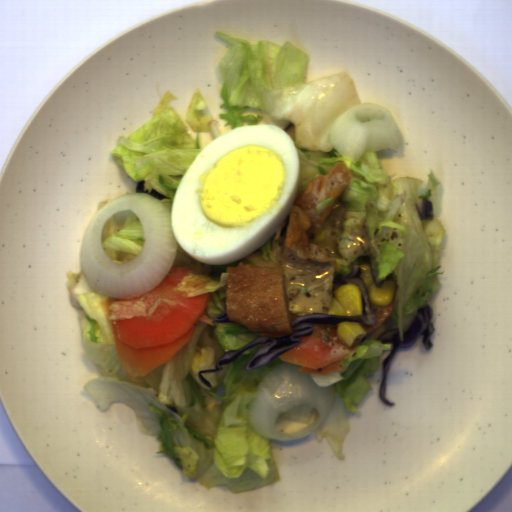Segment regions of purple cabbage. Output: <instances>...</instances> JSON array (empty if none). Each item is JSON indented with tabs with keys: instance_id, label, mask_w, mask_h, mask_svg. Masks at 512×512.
I'll return each mask as SVG.
<instances>
[{
	"instance_id": "5",
	"label": "purple cabbage",
	"mask_w": 512,
	"mask_h": 512,
	"mask_svg": "<svg viewBox=\"0 0 512 512\" xmlns=\"http://www.w3.org/2000/svg\"><path fill=\"white\" fill-rule=\"evenodd\" d=\"M145 180H140L137 182L135 193H149L152 196H154L156 199L163 200V199H169L166 196L160 195L156 190L152 188L151 192H148L147 190H144Z\"/></svg>"
},
{
	"instance_id": "6",
	"label": "purple cabbage",
	"mask_w": 512,
	"mask_h": 512,
	"mask_svg": "<svg viewBox=\"0 0 512 512\" xmlns=\"http://www.w3.org/2000/svg\"><path fill=\"white\" fill-rule=\"evenodd\" d=\"M212 320H213V322H227V321H230L228 319V317H227L226 309L224 310V312L220 316H216Z\"/></svg>"
},
{
	"instance_id": "4",
	"label": "purple cabbage",
	"mask_w": 512,
	"mask_h": 512,
	"mask_svg": "<svg viewBox=\"0 0 512 512\" xmlns=\"http://www.w3.org/2000/svg\"><path fill=\"white\" fill-rule=\"evenodd\" d=\"M363 261H368L370 263V268H371V274H372V278H373V281H374V284L376 286V288H380L383 284L384 281H387V280H394V273H390L386 276L385 279H382L381 281H378L376 279L377 275H378V270L377 268L375 267L374 265V261L372 259V257L370 255L368 256H363L362 258V262Z\"/></svg>"
},
{
	"instance_id": "2",
	"label": "purple cabbage",
	"mask_w": 512,
	"mask_h": 512,
	"mask_svg": "<svg viewBox=\"0 0 512 512\" xmlns=\"http://www.w3.org/2000/svg\"><path fill=\"white\" fill-rule=\"evenodd\" d=\"M434 310L431 305L426 304L425 307L417 309V314L410 327L403 333V341H400V332L398 327L382 332L378 336L381 344L390 343V353L382 362L381 384L379 386L378 396L383 404L389 407H396L394 402H390L386 395V383L389 374L390 363L398 349L411 347L417 339L422 336V345L426 351L432 347L431 336L435 331L432 322Z\"/></svg>"
},
{
	"instance_id": "1",
	"label": "purple cabbage",
	"mask_w": 512,
	"mask_h": 512,
	"mask_svg": "<svg viewBox=\"0 0 512 512\" xmlns=\"http://www.w3.org/2000/svg\"><path fill=\"white\" fill-rule=\"evenodd\" d=\"M352 270L348 276H340L334 280V284L342 286L346 283H355L361 293L362 301V315L359 316H338V315H327L325 313H313L303 316H298L289 322L291 332H297L283 337H270L267 335H261L248 344L237 350H230L225 352L216 361V369H203L198 371V378L200 381L212 389L211 383L206 380L203 374L221 372L222 366L230 364L237 357L241 355L243 351L248 349L266 344L261 346L255 354L247 362L245 369L253 370L256 368L268 365L273 359L284 353L285 351L297 346L301 343L299 337L310 336L313 333V324H325V325H337L344 321H361L366 325L376 324L377 319L371 308V301L369 291L362 278L359 277L361 270L360 264H351Z\"/></svg>"
},
{
	"instance_id": "3",
	"label": "purple cabbage",
	"mask_w": 512,
	"mask_h": 512,
	"mask_svg": "<svg viewBox=\"0 0 512 512\" xmlns=\"http://www.w3.org/2000/svg\"><path fill=\"white\" fill-rule=\"evenodd\" d=\"M414 205L420 220H433L434 203L432 201H429L424 197H417Z\"/></svg>"
}]
</instances>
